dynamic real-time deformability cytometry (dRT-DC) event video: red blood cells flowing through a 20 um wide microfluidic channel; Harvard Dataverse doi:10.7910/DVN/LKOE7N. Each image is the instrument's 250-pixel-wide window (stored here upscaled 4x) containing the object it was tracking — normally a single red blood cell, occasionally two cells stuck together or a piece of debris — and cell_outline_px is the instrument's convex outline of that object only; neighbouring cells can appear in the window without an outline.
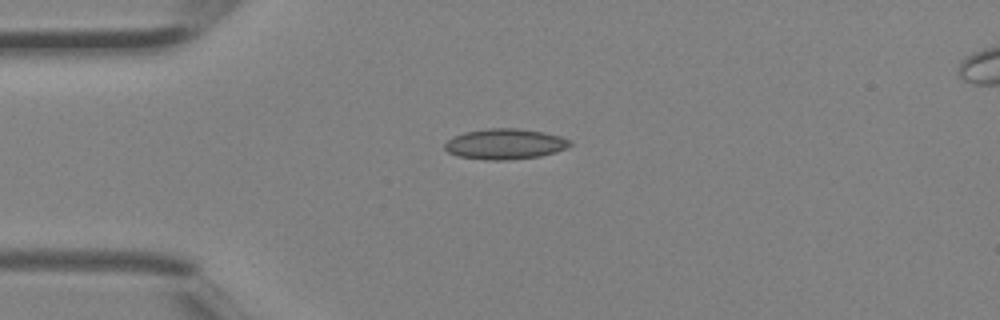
{"species": "Egyptian fruit bat (a non-hibernating species)", "species_latin": "Rousettus aegyptiacus", "temperature_condition": "room temperature", "stored_images_in_passage": 4, "camera_frame_rate_fps": 3000, "um_per_image_px": 0.085, "animal": {"sex": "female"}, "frame": {"image": 1, "passage_image": 4, "time_ms": 1.0, "image_size_px": [1000, 320], "cell_outline_px": [[572, 144], [556, 152], [540, 156], [508, 160], [488, 160], [456, 156], [448, 152], [444, 148], [444, 144], [452, 136], [464, 132], [488, 128], [516, 128], [544, 132], [560, 136], [572, 140]], "centroid_in_image_um": [42.91, 12.24], "position_along_channel_um": 42.1, "area_um2": 22.43}}